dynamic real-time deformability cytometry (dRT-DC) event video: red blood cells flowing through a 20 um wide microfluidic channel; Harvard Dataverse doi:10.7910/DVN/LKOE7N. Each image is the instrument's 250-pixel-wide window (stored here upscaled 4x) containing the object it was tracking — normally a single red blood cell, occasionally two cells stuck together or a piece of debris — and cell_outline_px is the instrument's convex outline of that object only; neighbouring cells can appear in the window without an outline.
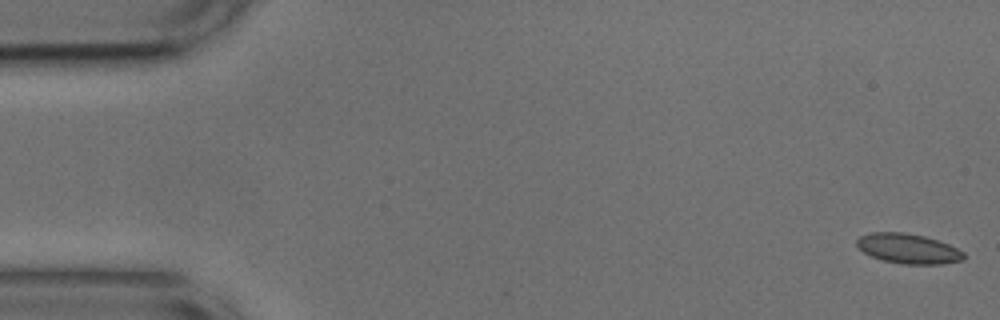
{"species": "common noctule bat (a hibernating species)", "species_latin": "Nyctalus noctula", "temperature_condition": "cold", "stored_images_in_passage": 53, "camera_frame_rate_fps": 3000, "um_per_image_px": 0.085, "animal": {"sex": "male", "body_mass_g": 17.9, "forearm_length_mm": 54.2}, "frame": {"image": 1, "passage_image": 1, "time_ms": 0.0, "image_size_px": [1000, 320], "cell_outline_px": [[964, 260], [940, 264], [900, 264], [884, 260], [872, 256], [864, 252], [856, 244], [856, 240], [860, 236], [868, 232], [904, 232], [924, 236], [948, 244], [964, 252]], "centroid_in_image_um": [77.19, 21.13], "position_along_channel_um": 7.8, "area_um2": 18.55}}
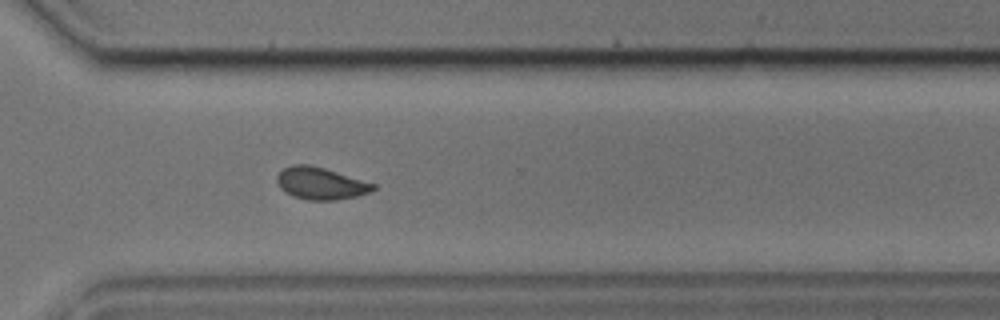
{"frame": {"image": 2, "passage_image": 38, "time_ms": 12.333, "image_size_px": [1000, 320], "cell_outline_px": [[376, 188], [372, 192], [356, 196], [336, 200], [308, 200], [292, 196], [284, 192], [280, 188], [276, 180], [276, 176], [284, 168], [292, 164], [308, 164], [324, 168], [376, 184]], "centroid_in_image_um": [27.24, 15.59], "position_along_channel_um": 343.4, "area_um2": 18.09}}
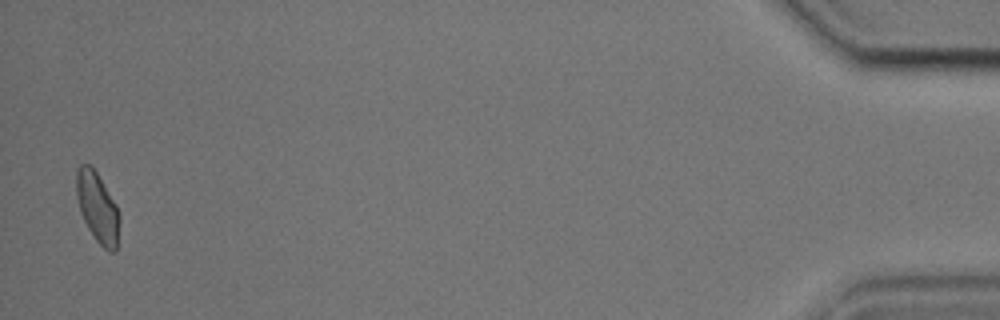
{"frame": {"image": 3, "passage_image": 52, "time_ms": 17.0, "image_size_px": [1000, 320], "cell_outline_px": [[120, 220], [116, 252], [108, 252], [96, 240], [88, 228], [80, 212], [76, 196], [76, 168], [80, 164], [92, 164], [116, 204], [120, 216]], "centroid_in_image_um": [8.28, 17.61], "position_along_channel_um": 426.9, "area_um2": 17.86}, "authors_computed_cell_mechanics": {"area_um2": 17.8602, "velocity_mm_per_s": 3.7451, "shape_relaxation_time_tau1_ms": 5.4378, "shape_relaxation_time_tau2_ms": 1.5385, "deformation_change_tau1": 0.0964, "deformation_change_tau2": 0.0651}}